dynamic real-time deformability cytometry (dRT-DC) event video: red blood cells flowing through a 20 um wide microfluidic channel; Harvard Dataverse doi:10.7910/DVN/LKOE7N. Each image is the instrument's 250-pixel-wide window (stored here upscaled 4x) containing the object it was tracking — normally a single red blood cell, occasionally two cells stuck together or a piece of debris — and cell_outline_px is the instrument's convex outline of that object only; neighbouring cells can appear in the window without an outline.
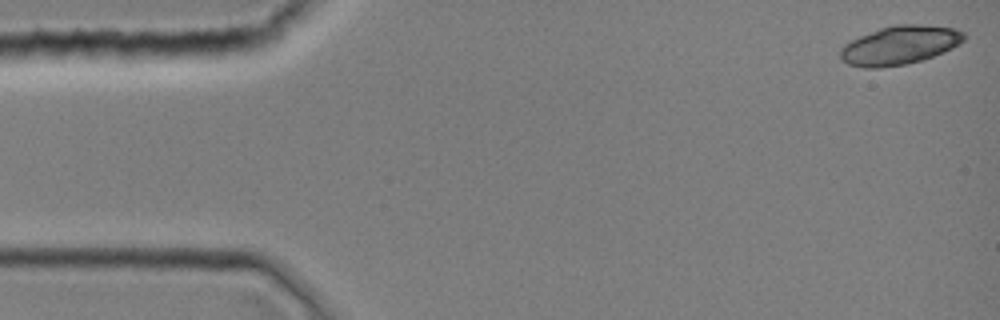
{"species": "common noctule bat (a hibernating species)", "species_latin": "Nyctalus noctula", "temperature_condition": "room temperature", "stored_images_in_passage": 11, "camera_frame_rate_fps": 3000, "um_per_image_px": 0.085, "animal": {"sex": "female", "body_mass_g": 19.0, "forearm_length_mm": 51.5}, "frame": {"image": 1, "passage_image": 1, "time_ms": 0.0, "image_size_px": [1000, 320], "cell_outline_px": [[968, 36], [960, 44], [952, 48], [924, 60], [904, 64], [880, 68], [864, 68], [848, 64], [840, 60], [840, 48], [844, 44], [860, 36], [880, 28], [896, 24], [920, 24], [952, 28], [964, 32]], "centroid_in_image_um": [76.47, 3.85], "position_along_channel_um": 8.5, "area_um2": 28.03}}
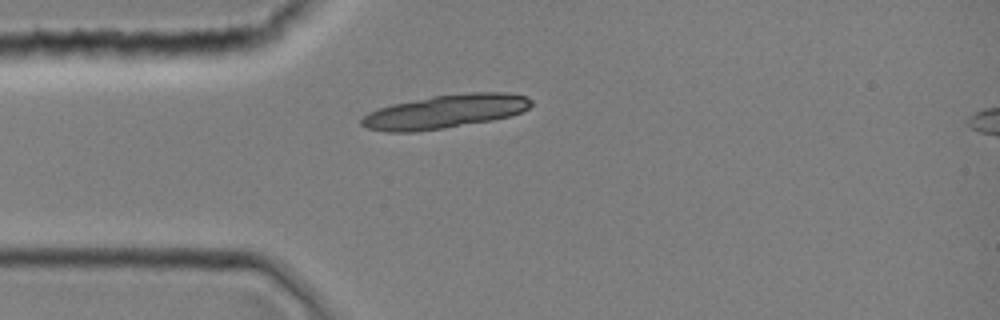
{"frame": {"image": 2, "passage_image": 10, "time_ms": 3.0, "image_size_px": [1000, 320], "cell_outline_px": [[532, 104], [528, 108], [520, 112], [508, 116], [492, 120], [444, 128], [416, 132], [388, 132], [368, 128], [360, 124], [360, 120], [368, 112], [392, 104], [432, 96], [472, 92], [504, 92], [524, 96], [532, 100]], "centroid_in_image_um": [37.81, 9.48], "position_along_channel_um": 47.2, "area_um2": 33.0}}